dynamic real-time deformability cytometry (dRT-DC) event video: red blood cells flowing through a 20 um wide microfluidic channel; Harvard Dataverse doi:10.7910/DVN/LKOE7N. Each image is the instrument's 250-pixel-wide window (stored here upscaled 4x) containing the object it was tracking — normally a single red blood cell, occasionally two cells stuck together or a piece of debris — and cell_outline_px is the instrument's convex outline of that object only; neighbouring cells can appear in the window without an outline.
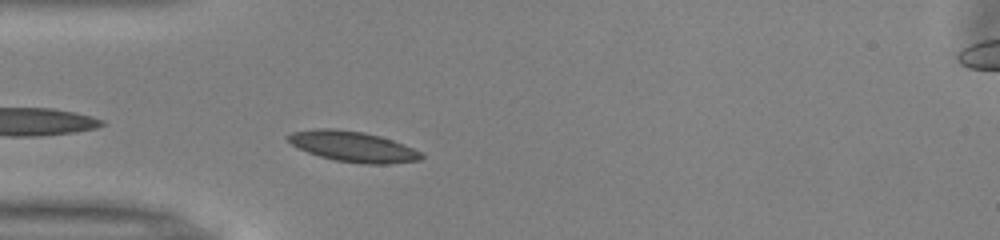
{"species": "common noctule bat (a hibernating species)", "species_latin": "Nyctalus noctula", "temperature_condition": "warm", "stored_images_in_passage": 39, "camera_frame_rate_fps": 3000, "um_per_image_px": 0.085, "animal": {"sex": "male", "body_mass_g": 13.0, "forearm_length_mm": 53.1}, "frame": {"image": 1, "passage_image": 2, "time_ms": 0.333, "image_size_px": [1000, 240], "cell_outline_px": [[424, 156], [420, 160], [388, 164], [364, 164], [336, 160], [320, 156], [308, 152], [292, 144], [284, 136], [292, 132], [316, 128], [332, 128], [364, 132], [380, 136], [392, 140], [412, 148], [420, 152]], "centroid_in_image_um": [29.98, 12.45], "position_along_channel_um": 55.0, "area_um2": 23.52}}
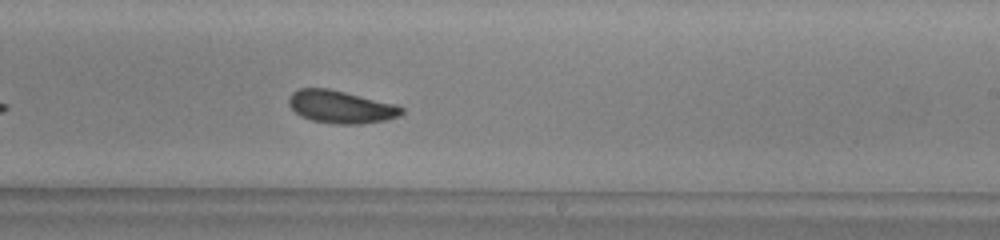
{"frame": {"image": 2, "passage_image": 18, "time_ms": 5.667, "image_size_px": [1000, 240], "cell_outline_px": [[404, 112], [400, 116], [384, 120], [360, 124], [336, 124], [312, 120], [300, 116], [288, 104], [288, 100], [292, 92], [300, 88], [328, 88], [396, 104], [404, 108]], "centroid_in_image_um": [28.98, 9.08], "position_along_channel_um": 260.0, "area_um2": 21.44}}
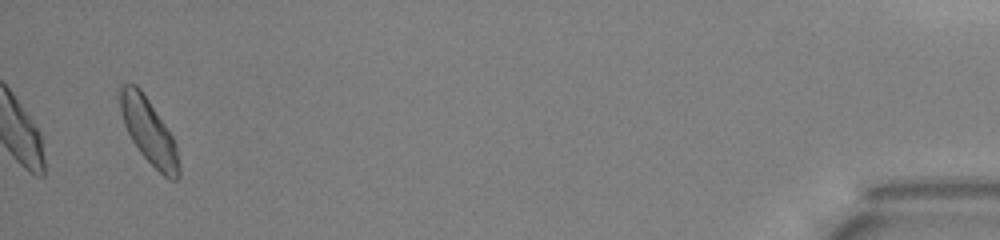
{"frame": {"image": 3, "passage_image": 37, "time_ms": 12.0, "image_size_px": [1000, 240], "cell_outline_px": [[180, 176], [176, 180], [172, 180], [164, 176], [140, 152], [132, 140], [124, 124], [120, 112], [116, 88], [120, 84], [136, 84], [140, 88], [172, 136], [176, 144], [180, 168]], "centroid_in_image_um": [12.6, 11.11], "position_along_channel_um": 422.6, "area_um2": 22.31}, "authors_computed_cell_mechanics": {"area_um2": 21.5016, "velocity_mm_per_s": 3.9525, "shape_relaxation_time_tau1_ms": 2.9892, "shape_relaxation_time_tau2_ms": 3.3699, "deformation_change_tau1": 0.0873, "deformation_change_tau2": 0.0857}}